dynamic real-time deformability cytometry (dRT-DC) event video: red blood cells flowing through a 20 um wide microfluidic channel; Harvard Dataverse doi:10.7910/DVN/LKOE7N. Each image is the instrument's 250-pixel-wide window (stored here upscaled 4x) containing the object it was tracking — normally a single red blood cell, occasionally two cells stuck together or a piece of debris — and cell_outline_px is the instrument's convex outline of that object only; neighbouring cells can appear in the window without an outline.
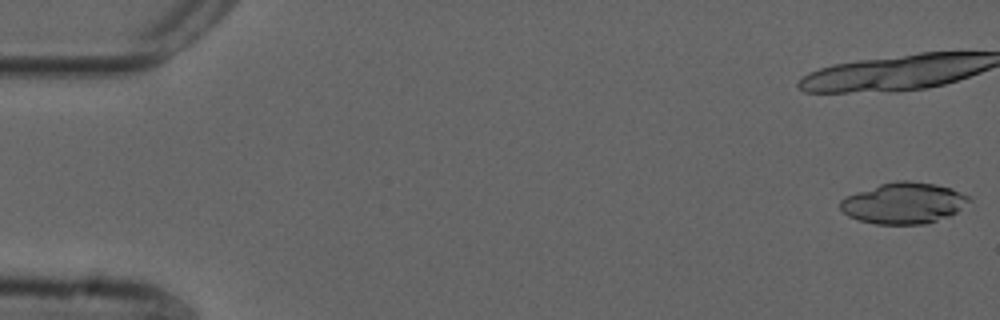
{"species": "common noctule bat (a hibernating species)", "species_latin": "Nyctalus noctula", "temperature_condition": "cold", "stored_images_in_passage": 16, "camera_frame_rate_fps": 3000, "um_per_image_px": 0.085, "animal": {"sex": "male", "forearm_length_mm": 52.5}, "frame": {"image": 1, "passage_image": 1, "time_ms": 0.0, "image_size_px": [1000, 320], "cell_outline_px": [[972, 200], [956, 212], [948, 216], [924, 224], [876, 224], [860, 220], [848, 216], [840, 208], [840, 200], [856, 192], [880, 184], [896, 180], [908, 180], [936, 184], [952, 188], [968, 196]], "centroid_in_image_um": [76.82, 17.25], "position_along_channel_um": 8.2, "area_um2": 30.69}}